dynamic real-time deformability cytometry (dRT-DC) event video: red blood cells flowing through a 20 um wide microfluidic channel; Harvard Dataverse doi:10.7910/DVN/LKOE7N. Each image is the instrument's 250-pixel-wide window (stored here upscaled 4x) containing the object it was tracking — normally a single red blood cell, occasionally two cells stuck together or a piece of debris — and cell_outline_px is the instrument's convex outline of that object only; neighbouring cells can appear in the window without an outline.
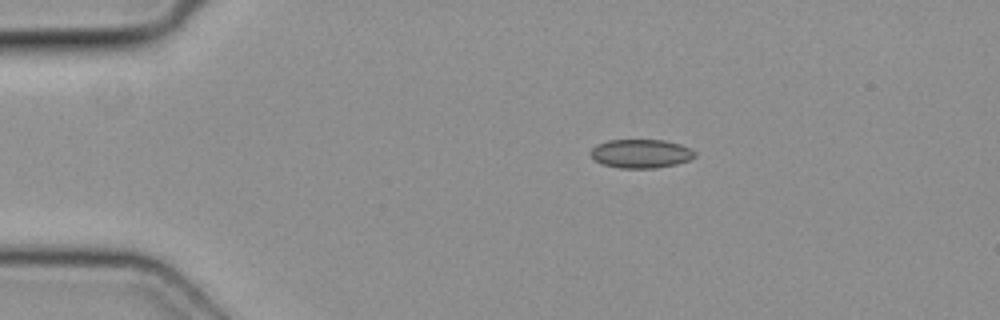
{"species": "common noctule bat (a hibernating species)", "species_latin": "Nyctalus noctula", "temperature_condition": "cold", "stored_images_in_passage": 3, "camera_frame_rate_fps": 3000, "um_per_image_px": 0.085, "animal": {"sex": "female", "body_mass_g": 19.3, "forearm_length_mm": 54.1}, "frame": {"image": 1, "passage_image": 1, "time_ms": 0.0, "image_size_px": [1000, 320], "cell_outline_px": [[696, 156], [688, 160], [676, 164], [656, 168], [620, 168], [604, 164], [596, 160], [592, 156], [592, 148], [596, 144], [608, 140], [664, 140], [680, 144], [696, 152]], "centroid_in_image_um": [54.49, 13.05], "position_along_channel_um": 30.5, "area_um2": 17.28}}
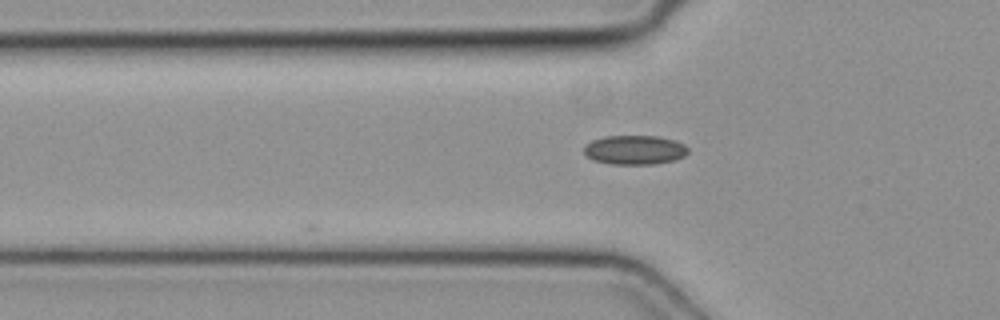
{"frame": {"image": 2, "passage_image": 3, "time_ms": 0.667, "image_size_px": [1000, 320], "cell_outline_px": [[688, 152], [684, 156], [676, 160], [656, 164], [612, 164], [592, 160], [584, 152], [584, 148], [592, 140], [604, 136], [656, 136], [676, 140], [684, 144], [688, 148]], "centroid_in_image_um": [53.98, 12.74], "position_along_channel_um": 71.8, "area_um2": 17.8}}